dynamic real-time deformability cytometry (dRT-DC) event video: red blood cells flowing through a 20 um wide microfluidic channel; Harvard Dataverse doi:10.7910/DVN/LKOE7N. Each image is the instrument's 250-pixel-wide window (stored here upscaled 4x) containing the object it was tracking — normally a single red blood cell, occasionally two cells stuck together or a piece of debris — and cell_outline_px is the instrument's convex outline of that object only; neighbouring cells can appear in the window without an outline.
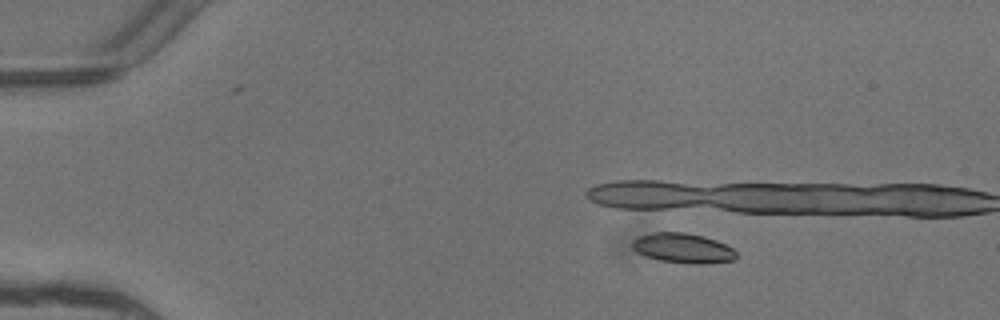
{"species": "common noctule bat (a hibernating species)", "species_latin": "Nyctalus noctula", "temperature_condition": "warm", "stored_images_in_passage": 4, "camera_frame_rate_fps": 3000, "um_per_image_px": 0.085, "animal": {"sex": "female"}, "frame": {"image": 1, "passage_image": 3, "time_ms": 0.667, "image_size_px": [1000, 320], "cell_outline_px": [[736, 260], [704, 264], [692, 264], [660, 260], [636, 252], [632, 248], [632, 240], [636, 236], [656, 232], [684, 232], [704, 236], [716, 240], [732, 248], [736, 252]], "centroid_in_image_um": [58.05, 21.09], "position_along_channel_um": 27.0, "area_um2": 18.15}}